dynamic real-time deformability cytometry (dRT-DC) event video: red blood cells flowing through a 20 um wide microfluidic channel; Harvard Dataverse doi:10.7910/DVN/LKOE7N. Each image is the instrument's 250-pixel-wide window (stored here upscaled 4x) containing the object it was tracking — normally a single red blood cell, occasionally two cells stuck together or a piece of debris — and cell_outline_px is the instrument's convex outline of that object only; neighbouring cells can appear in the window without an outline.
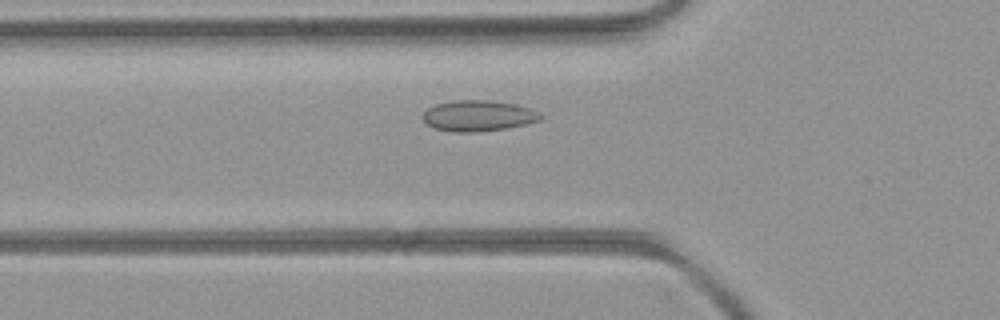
{"species": "common noctule bat (a hibernating species)", "species_latin": "Nyctalus noctula", "temperature_condition": "room temperature", "stored_images_in_passage": 34, "camera_frame_rate_fps": 3000, "um_per_image_px": 0.085, "animal": {"sex": "female", "body_mass_g": 21.9}, "frame": {"image": 1, "passage_image": 3, "time_ms": 0.667, "image_size_px": [1000, 320], "cell_outline_px": [[544, 116], [540, 120], [508, 128], [476, 132], [456, 132], [432, 128], [424, 120], [424, 112], [428, 108], [436, 104], [452, 100], [488, 100], [516, 104], [532, 108], [540, 112]], "centroid_in_image_um": [40.69, 9.83], "position_along_channel_um": 85.1, "area_um2": 21.27}}
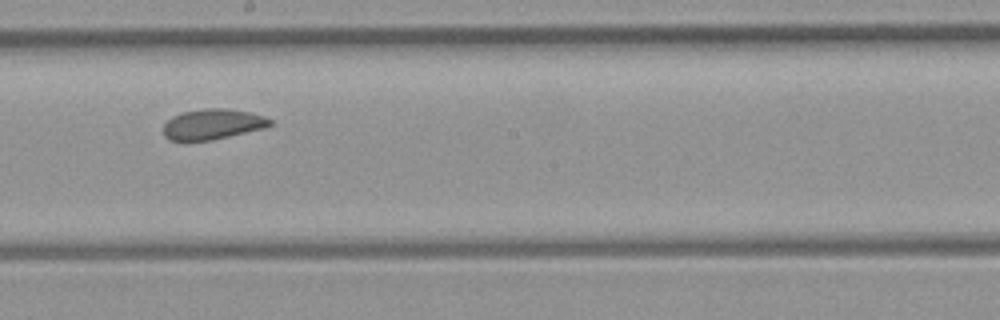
{"frame": {"image": 2, "passage_image": 14, "time_ms": 4.333, "image_size_px": [1000, 320], "cell_outline_px": [[276, 124], [264, 128], [212, 140], [168, 140], [164, 136], [164, 124], [172, 116], [180, 112], [204, 108], [224, 108], [252, 112], [264, 116], [272, 120]], "centroid_in_image_um": [18.1, 10.54], "position_along_channel_um": 230.1, "area_um2": 19.07}}
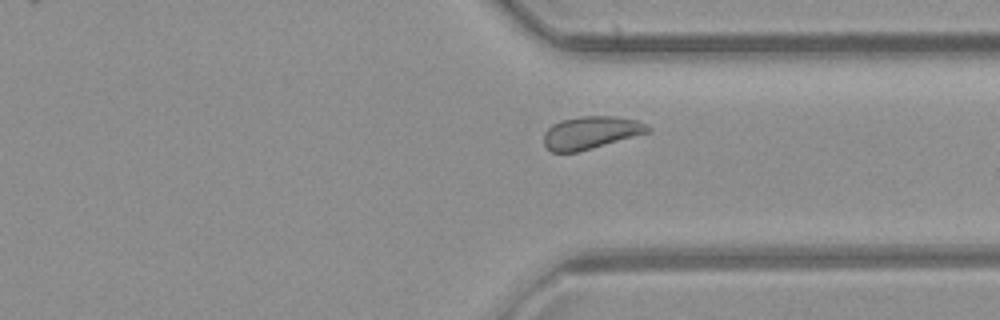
{"frame": {"image": 3, "passage_image": 24, "time_ms": 7.667, "image_size_px": [1000, 320], "cell_outline_px": [[652, 132], [576, 152], [552, 152], [544, 144], [544, 132], [552, 124], [560, 120], [580, 116], [616, 116], [636, 120], [652, 128]], "centroid_in_image_um": [50.23, 11.26], "position_along_channel_um": 361.2, "area_um2": 19.83}, "authors_computed_cell_mechanics": {"area_um2": 19.4786, "velocity_mm_per_s": 3.9442, "shape_relaxation_time_tau1_ms": null, "shape_relaxation_time_tau2_ms": 1.1715, "deformation_change_tau1": null, "deformation_change_tau2": 0.0614}}